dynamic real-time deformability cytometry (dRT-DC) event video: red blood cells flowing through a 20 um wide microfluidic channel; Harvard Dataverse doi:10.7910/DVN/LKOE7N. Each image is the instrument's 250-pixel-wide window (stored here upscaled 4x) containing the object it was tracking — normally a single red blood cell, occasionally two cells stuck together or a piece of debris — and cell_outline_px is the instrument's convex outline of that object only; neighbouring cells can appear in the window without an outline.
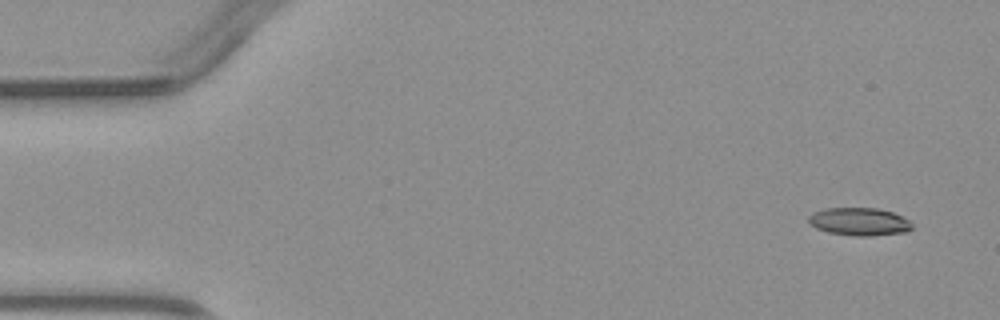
{"species": "common noctule bat (a hibernating species)", "species_latin": "Nyctalus noctula", "temperature_condition": "warm", "stored_images_in_passage": 4, "camera_frame_rate_fps": 3000, "um_per_image_px": 0.085, "animal": {"sex": "male", "body_mass_g": 23.1, "forearm_length_mm": 52.7}, "frame": {"image": 1, "passage_image": 1, "time_ms": 0.0, "image_size_px": [1000, 320], "cell_outline_px": [[912, 228], [904, 232], [872, 236], [852, 236], [828, 232], [816, 228], [808, 220], [808, 216], [812, 212], [828, 208], [876, 208], [892, 212], [908, 220], [912, 224]], "centroid_in_image_um": [73.02, 18.84], "position_along_channel_um": 12.0, "area_um2": 16.7}}
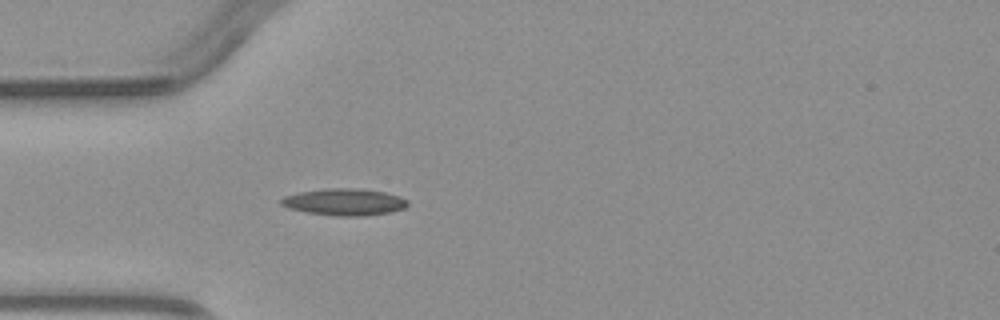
{"frame": {"image": 2, "passage_image": 4, "time_ms": 3.667, "image_size_px": [1000, 320], "cell_outline_px": [[408, 204], [404, 208], [392, 212], [364, 216], [336, 216], [308, 212], [288, 208], [280, 204], [280, 200], [284, 196], [296, 192], [324, 188], [360, 188], [384, 192], [400, 196], [408, 200]], "centroid_in_image_um": [29.27, 17.16], "position_along_channel_um": 55.7, "area_um2": 20.0}}